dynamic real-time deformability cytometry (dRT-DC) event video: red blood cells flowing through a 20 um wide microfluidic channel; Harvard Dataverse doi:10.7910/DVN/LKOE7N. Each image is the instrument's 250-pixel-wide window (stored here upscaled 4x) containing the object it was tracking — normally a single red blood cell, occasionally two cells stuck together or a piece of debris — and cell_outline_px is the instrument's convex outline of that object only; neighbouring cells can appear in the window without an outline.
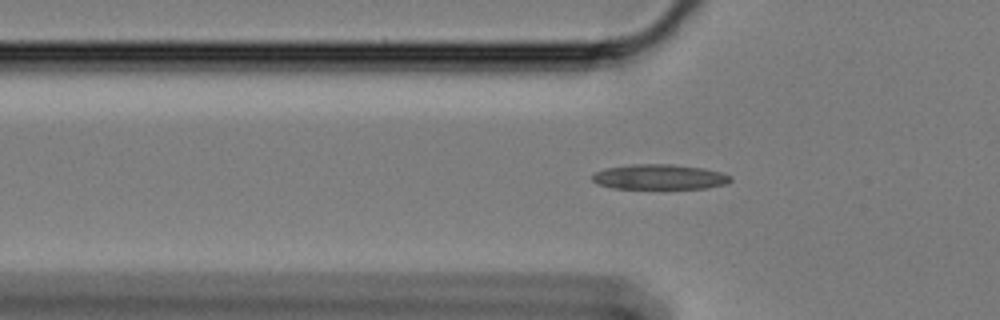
{"species": "Egyptian fruit bat (a non-hibernating species)", "species_latin": "Rousettus aegyptiacus", "temperature_condition": "cold", "stored_images_in_passage": 51, "camera_frame_rate_fps": 3000, "um_per_image_px": 0.085, "animal": {"sex": "female"}, "frame": {"image": 1, "passage_image": 10, "time_ms": 3.0, "image_size_px": [1000, 320], "cell_outline_px": [[732, 180], [728, 184], [708, 188], [612, 188], [596, 184], [592, 180], [592, 176], [596, 172], [604, 168], [632, 164], [672, 164], [704, 168], [720, 172], [732, 176]], "centroid_in_image_um": [56.07, 15.03], "position_along_channel_um": 69.7, "area_um2": 20.35}}
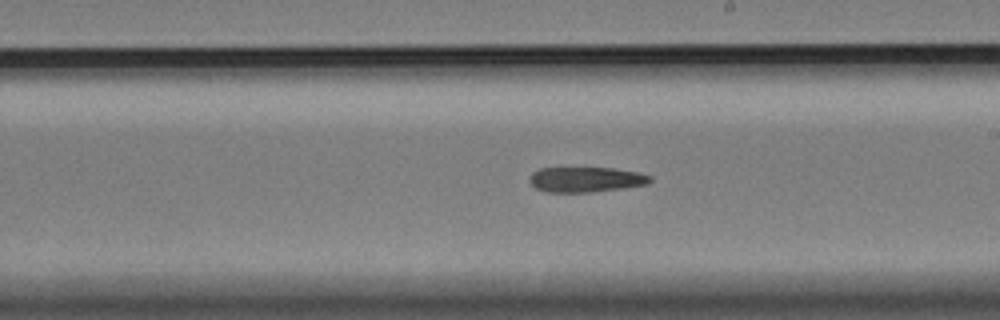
{"frame": {"image": 2, "passage_image": 25, "time_ms": 8.0, "image_size_px": [1000, 320], "cell_outline_px": [[652, 180], [648, 184], [624, 188], [588, 192], [548, 192], [536, 188], [528, 180], [532, 172], [540, 168], [612, 168], [636, 172], [652, 176]], "centroid_in_image_um": [49.8, 15.26], "position_along_channel_um": 239.2, "area_um2": 17.63}}
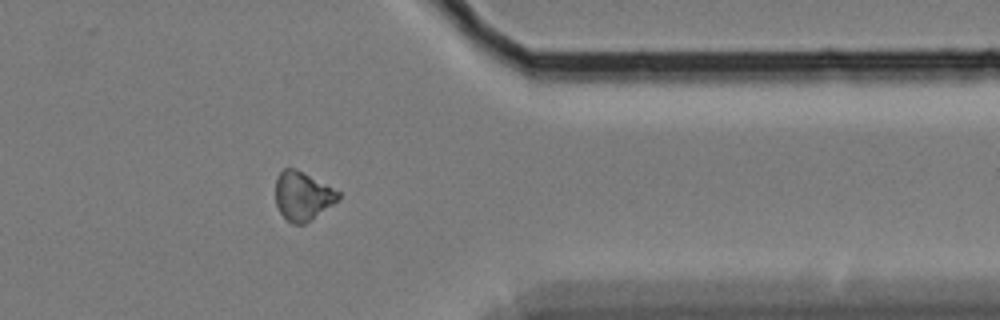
{"frame": {"image": 3, "passage_image": 39, "time_ms": 12.667, "image_size_px": [1000, 320], "cell_outline_px": [[340, 196], [332, 204], [312, 220], [304, 224], [292, 224], [280, 212], [276, 204], [276, 176], [284, 168], [292, 168], [340, 192]], "centroid_in_image_um": [25.68, 16.69], "position_along_channel_um": 385.7, "area_um2": 17.28}}